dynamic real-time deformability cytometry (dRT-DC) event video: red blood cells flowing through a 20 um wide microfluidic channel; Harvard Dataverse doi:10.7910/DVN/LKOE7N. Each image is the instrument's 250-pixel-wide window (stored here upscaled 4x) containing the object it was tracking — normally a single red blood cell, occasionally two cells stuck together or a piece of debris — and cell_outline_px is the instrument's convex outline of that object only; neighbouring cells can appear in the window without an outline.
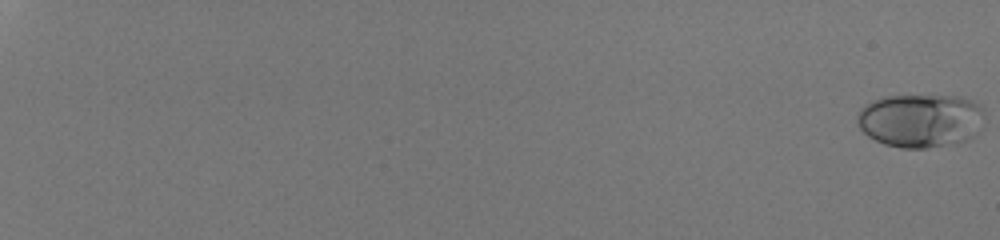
{"species": "human", "species_latin": "Homo sapiens", "temperature_condition": "room temperature", "stored_images_in_passage": 55, "camera_frame_rate_fps": 3000, "um_per_image_px": 0.085, "donor": {"sex": "male"}, "frame": {"image": 1, "passage_image": 1, "time_ms": 0.0, "image_size_px": [1000, 240], "cell_outline_px": [[984, 116], [976, 132], [972, 136], [964, 140], [924, 148], [900, 148], [884, 144], [868, 136], [860, 128], [856, 120], [856, 116], [860, 108], [872, 100], [884, 96], [952, 96], [972, 100], [984, 108]], "centroid_in_image_um": [78.19, 10.22], "position_along_channel_um": 6.8, "area_um2": 39.48}}
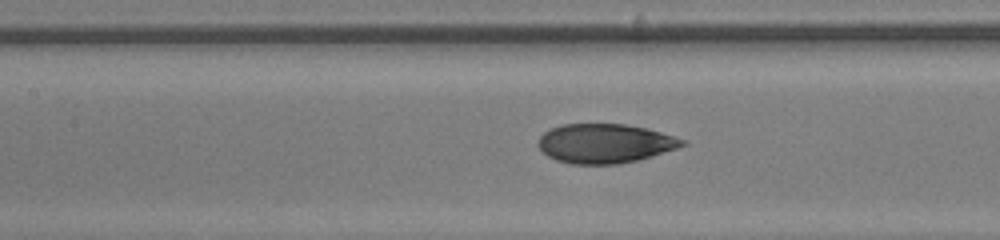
{"frame": {"image": 2, "passage_image": 32, "time_ms": 10.333, "image_size_px": [1000, 240], "cell_outline_px": [[688, 144], [676, 148], [636, 160], [620, 164], [572, 164], [556, 160], [548, 156], [536, 144], [540, 136], [544, 132], [560, 124], [624, 124], [644, 128], [660, 132], [684, 140]], "centroid_in_image_um": [51.36, 12.19], "position_along_channel_um": 156.0, "area_um2": 32.66}}
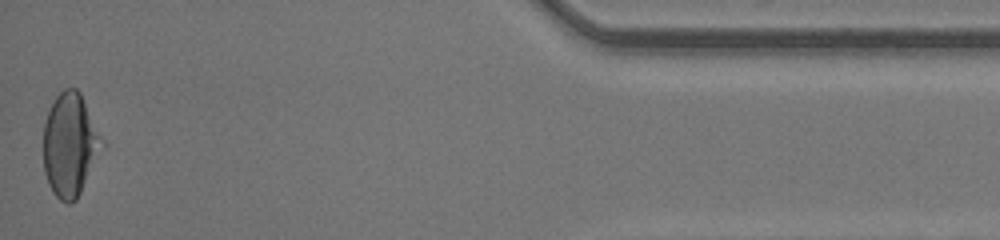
{"frame": {"image": 3, "passage_image": 55, "time_ms": 18.0, "image_size_px": [1000, 240], "cell_outline_px": [[104, 148], [76, 200], [72, 204], [68, 204], [60, 200], [52, 192], [48, 184], [44, 172], [44, 124], [48, 112], [56, 96], [64, 88], [76, 88], [80, 92], [104, 144]], "centroid_in_image_um": [5.94, 12.35], "position_along_channel_um": 429.3, "area_um2": 35.08}, "authors_computed_cell_mechanics": {"area_um2": 33.7552, "velocity_mm_per_s": 4.2871, "shape_relaxation_time_tau1_ms": 4.5204, "shape_relaxation_time_tau2_ms": 0.6819, "deformation_change_tau1": 0.1859, "deformation_change_tau2": 0.0514}}